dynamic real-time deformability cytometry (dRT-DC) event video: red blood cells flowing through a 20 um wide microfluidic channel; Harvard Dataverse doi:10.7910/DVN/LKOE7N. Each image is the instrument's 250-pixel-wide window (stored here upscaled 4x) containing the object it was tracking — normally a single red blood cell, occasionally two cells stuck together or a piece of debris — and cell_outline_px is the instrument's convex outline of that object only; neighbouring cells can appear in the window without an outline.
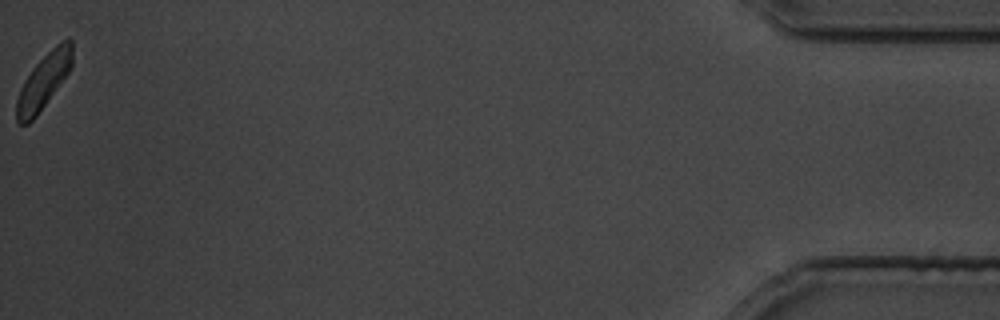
{"species": "common noctule bat (a hibernating species)", "species_latin": "Nyctalus noctula", "temperature_condition": "cold", "stored_images_in_passage": 31, "camera_frame_rate_fps": 3000, "um_per_image_px": 0.085, "animal": {"sex": "male", "body_mass_g": 19.5, "forearm_length_mm": 54.6}, "frame": {"image": 1, "passage_image": 31, "time_ms": 37.0, "image_size_px": [1000, 320], "cell_outline_px": [[72, 64], [68, 72], [36, 116], [28, 124], [20, 124], [16, 120], [16, 100], [20, 88], [24, 80], [32, 68], [60, 40], [68, 36], [72, 40]], "centroid_in_image_um": [3.7, 6.87], "position_along_channel_um": 431.5, "area_um2": 17.69}}